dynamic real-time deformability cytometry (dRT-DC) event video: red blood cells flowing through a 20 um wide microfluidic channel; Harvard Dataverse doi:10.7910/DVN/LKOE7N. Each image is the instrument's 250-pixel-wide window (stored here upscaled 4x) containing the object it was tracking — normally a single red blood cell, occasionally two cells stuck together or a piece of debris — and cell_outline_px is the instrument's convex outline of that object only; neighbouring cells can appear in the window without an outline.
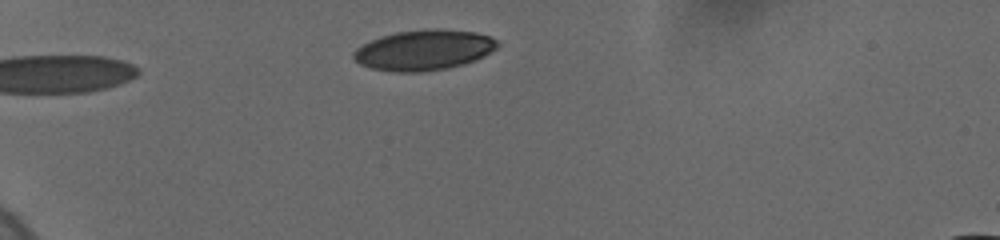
{"species": "human", "species_latin": "Homo sapiens", "temperature_condition": "cold", "stored_images_in_passage": 17, "camera_frame_rate_fps": 3000, "um_per_image_px": 0.085, "donor": {"sex": "female"}, "frame": {"image": 1, "passage_image": 1, "time_ms": 0.0, "image_size_px": [1000, 240], "cell_outline_px": [[500, 44], [496, 48], [484, 56], [476, 60], [464, 64], [448, 68], [420, 72], [396, 72], [372, 68], [360, 64], [352, 56], [352, 52], [356, 48], [380, 36], [396, 32], [424, 28], [436, 28], [476, 32], [488, 36], [496, 40]], "centroid_in_image_um": [36.03, 4.24], "position_along_channel_um": 49.0, "area_um2": 33.99}}
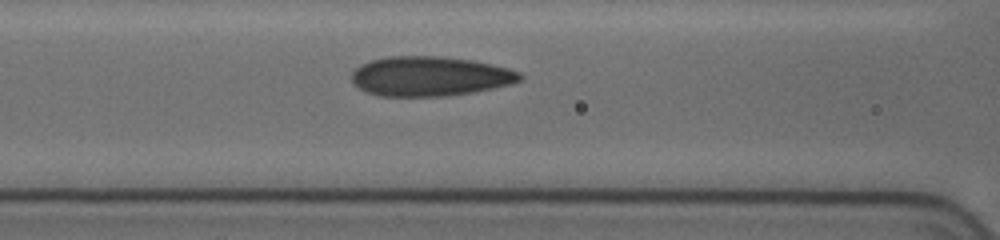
{"frame": {"image": 2, "passage_image": 8, "time_ms": 1.333, "image_size_px": [1000, 240], "cell_outline_px": [[524, 76], [520, 80], [508, 84], [472, 92], [444, 96], [380, 96], [364, 92], [352, 84], [352, 72], [360, 64], [372, 60], [388, 56], [440, 56], [472, 60], [492, 64], [508, 68], [520, 72]], "centroid_in_image_um": [36.49, 6.48], "position_along_channel_um": 130.1, "area_um2": 38.9}}
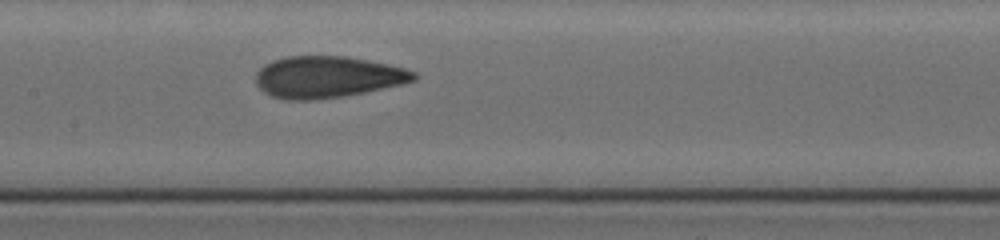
{"frame": {"image": 3, "passage_image": 15, "time_ms": 2.667, "image_size_px": [1000, 240], "cell_outline_px": [[420, 76], [416, 80], [400, 84], [364, 92], [344, 96], [316, 100], [284, 100], [272, 96], [264, 92], [256, 84], [256, 72], [264, 64], [272, 60], [288, 56], [344, 56], [368, 60], [388, 64], [404, 68], [416, 72]], "centroid_in_image_um": [27.82, 6.54], "position_along_channel_um": 179.6, "area_um2": 38.44}}